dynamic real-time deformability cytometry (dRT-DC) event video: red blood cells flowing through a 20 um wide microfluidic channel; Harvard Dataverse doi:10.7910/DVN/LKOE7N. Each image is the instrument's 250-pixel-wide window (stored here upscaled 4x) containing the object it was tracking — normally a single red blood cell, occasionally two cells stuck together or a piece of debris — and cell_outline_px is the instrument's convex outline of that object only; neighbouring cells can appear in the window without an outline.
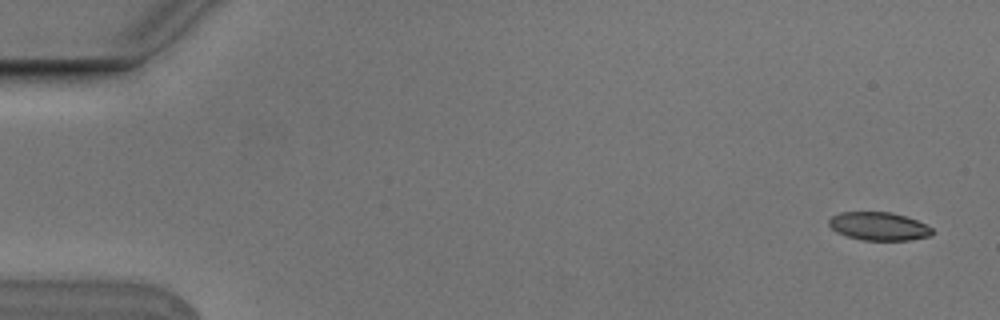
{"species": "Egyptian fruit bat (a non-hibernating species)", "species_latin": "Rousettus aegyptiacus", "temperature_condition": "cold", "stored_images_in_passage": 5, "camera_frame_rate_fps": 3000, "um_per_image_px": 0.085, "animal": {"sex": "male"}, "frame": {"image": 1, "passage_image": 1, "time_ms": 0.0, "image_size_px": [1000, 320], "cell_outline_px": [[932, 236], [908, 240], [860, 240], [836, 232], [828, 224], [828, 220], [832, 216], [840, 212], [892, 212], [916, 220], [932, 228]], "centroid_in_image_um": [74.68, 19.23], "position_along_channel_um": 10.3, "area_um2": 16.94}}